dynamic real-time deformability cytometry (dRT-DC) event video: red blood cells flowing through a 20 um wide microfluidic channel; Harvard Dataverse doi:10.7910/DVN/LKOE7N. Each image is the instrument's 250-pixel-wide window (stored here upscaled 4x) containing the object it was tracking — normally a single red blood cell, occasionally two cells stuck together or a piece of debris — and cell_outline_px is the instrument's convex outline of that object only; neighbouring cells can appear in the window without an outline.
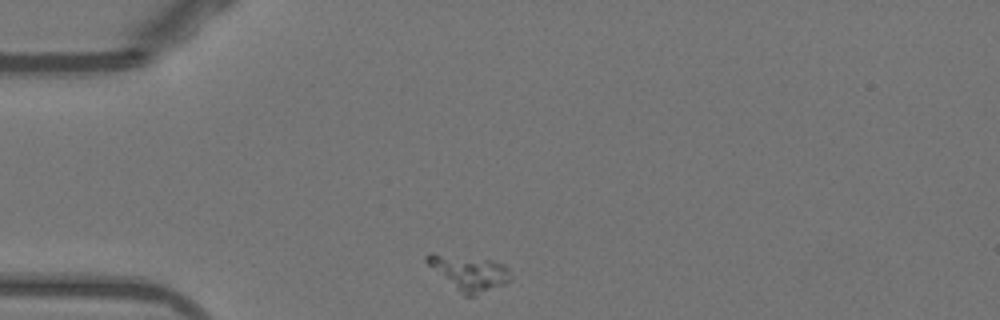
{"species": "Egyptian fruit bat (a non-hibernating species)", "species_latin": "Rousettus aegyptiacus", "temperature_condition": "warm", "stored_images_in_passage": 41, "camera_frame_rate_fps": 3000, "um_per_image_px": 0.085, "animal": {"sex": "female"}, "frame": {"image": 1, "passage_image": 1, "time_ms": 0.0, "image_size_px": [1000, 320], "cell_outline_px": [[512, 276], [504, 284], [472, 296], [464, 296], [428, 264], [424, 260], [424, 256], [428, 252], [432, 252], [492, 260], [504, 264], [508, 268]], "centroid_in_image_um": [39.85, 23.15], "position_along_channel_um": 45.1, "area_um2": 16.88}}
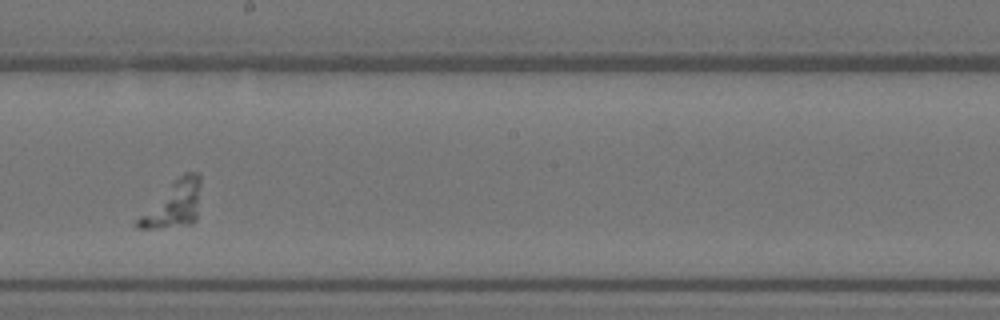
{"frame": {"image": 2, "passage_image": 18, "time_ms": 5.667, "image_size_px": [1000, 320], "cell_outline_px": [[200, 184], [196, 220], [192, 224], [160, 228], [136, 228], [136, 220], [184, 172], [200, 172]], "centroid_in_image_um": [14.8, 17.39], "position_along_channel_um": 233.4, "area_um2": 16.18}}
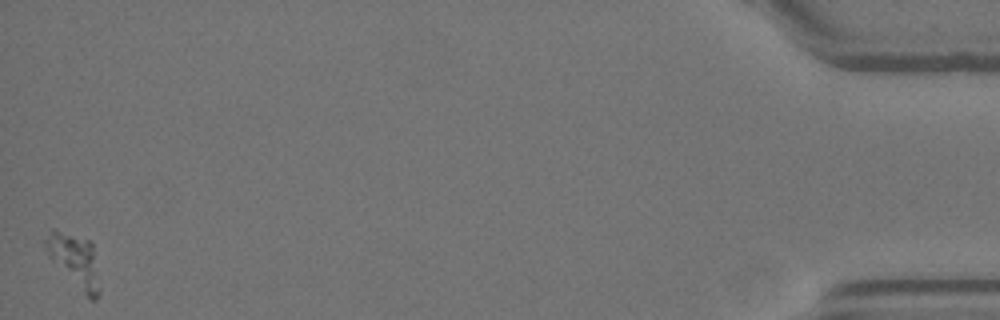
{"frame": {"image": 3, "passage_image": 41, "time_ms": 13.333, "image_size_px": [1000, 320], "cell_outline_px": [[100, 292], [96, 300], [88, 300], [48, 256], [44, 248], [44, 240], [52, 228], [88, 240], [92, 244], [100, 288]], "centroid_in_image_um": [6.33, 22.18], "position_along_channel_um": 428.9, "area_um2": 16.76}}